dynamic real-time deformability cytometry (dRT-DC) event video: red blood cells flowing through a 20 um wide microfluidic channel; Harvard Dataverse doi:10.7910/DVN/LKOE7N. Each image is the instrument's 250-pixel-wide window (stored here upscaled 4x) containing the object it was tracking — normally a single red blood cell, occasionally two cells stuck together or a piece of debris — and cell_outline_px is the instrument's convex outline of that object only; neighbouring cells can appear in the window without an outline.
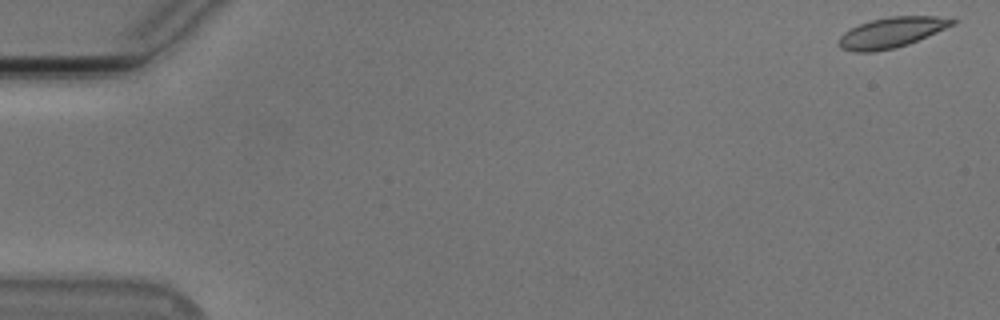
{"species": "Egyptian fruit bat (a non-hibernating species)", "species_latin": "Rousettus aegyptiacus", "temperature_condition": "cold", "stored_images_in_passage": 55, "camera_frame_rate_fps": 3000, "um_per_image_px": 0.085, "animal": {"sex": "male"}, "frame": {"image": 1, "passage_image": 1, "time_ms": 0.0, "image_size_px": [1000, 320], "cell_outline_px": [[956, 24], [928, 36], [908, 44], [896, 48], [872, 52], [852, 52], [840, 48], [840, 36], [844, 32], [860, 24], [872, 20], [888, 16], [936, 16], [956, 20]], "centroid_in_image_um": [75.79, 2.77], "position_along_channel_um": 9.2, "area_um2": 20.0}}
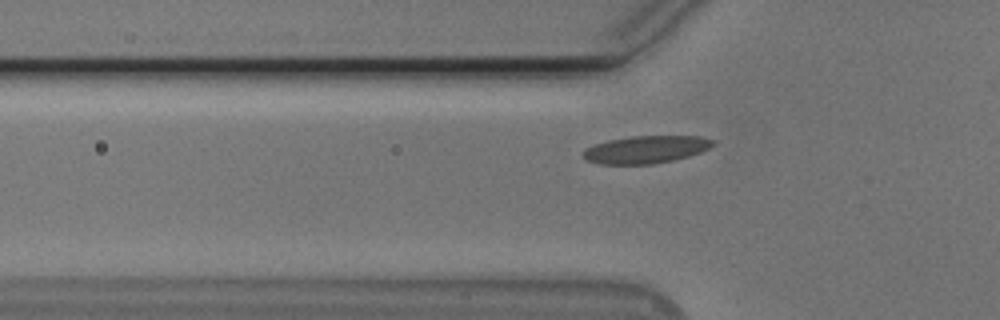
{"frame": {"image": 2, "passage_image": 18, "time_ms": 5.667, "image_size_px": [1000, 320], "cell_outline_px": [[716, 144], [700, 152], [688, 156], [672, 160], [652, 164], [600, 164], [584, 160], [580, 156], [580, 152], [584, 148], [608, 140], [632, 136], [700, 136], [716, 140]], "centroid_in_image_um": [54.85, 12.71], "position_along_channel_um": 71.0, "area_um2": 21.04}}
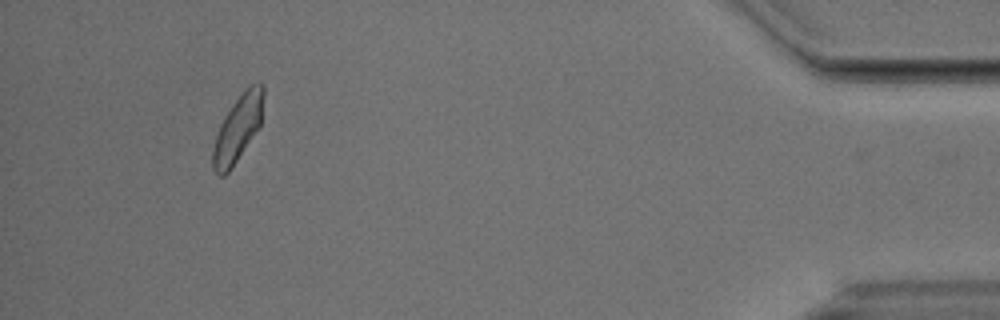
{"frame": {"image": 3, "passage_image": 51, "time_ms": 16.667, "image_size_px": [1000, 320], "cell_outline_px": [[264, 96], [260, 124], [232, 168], [224, 176], [220, 176], [212, 168], [212, 148], [220, 124], [224, 116], [232, 104], [252, 84], [260, 80], [264, 84]], "centroid_in_image_um": [20.2, 10.92], "position_along_channel_um": 415.0, "area_um2": 19.31}, "authors_computed_cell_mechanics": {"area_um2": 19.9988, "velocity_mm_per_s": 3.7341, "shape_relaxation_time_tau1_ms": 3.7115, "shape_relaxation_time_tau2_ms": 1.2947, "deformation_change_tau1": 0.1376, "deformation_change_tau2": 0.0635}}